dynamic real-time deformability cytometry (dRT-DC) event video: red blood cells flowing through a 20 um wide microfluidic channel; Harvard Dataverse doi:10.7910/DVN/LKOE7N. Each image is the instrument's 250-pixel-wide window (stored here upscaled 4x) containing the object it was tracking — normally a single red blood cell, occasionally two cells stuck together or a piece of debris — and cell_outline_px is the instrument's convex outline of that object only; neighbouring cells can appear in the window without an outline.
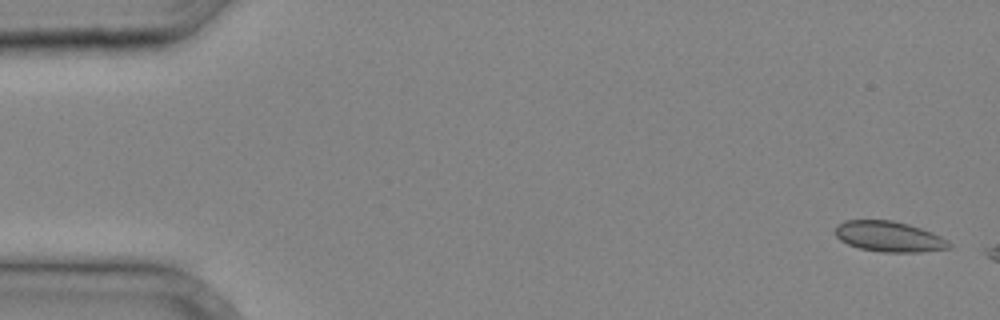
{"species": "common noctule bat (a hibernating species)", "species_latin": "Nyctalus noctula", "temperature_condition": "cold", "stored_images_in_passage": 6, "camera_frame_rate_fps": 3000, "um_per_image_px": 0.085, "animal": {"sex": "male", "body_mass_g": 20.4}, "frame": {"image": 1, "passage_image": 1, "time_ms": 0.0, "image_size_px": [1000, 320], "cell_outline_px": [[952, 248], [920, 252], [880, 252], [860, 248], [848, 244], [840, 240], [836, 236], [836, 228], [844, 220], [892, 220], [908, 224], [932, 232], [948, 240], [952, 244]], "centroid_in_image_um": [75.61, 20.11], "position_along_channel_um": 9.4, "area_um2": 20.23}}